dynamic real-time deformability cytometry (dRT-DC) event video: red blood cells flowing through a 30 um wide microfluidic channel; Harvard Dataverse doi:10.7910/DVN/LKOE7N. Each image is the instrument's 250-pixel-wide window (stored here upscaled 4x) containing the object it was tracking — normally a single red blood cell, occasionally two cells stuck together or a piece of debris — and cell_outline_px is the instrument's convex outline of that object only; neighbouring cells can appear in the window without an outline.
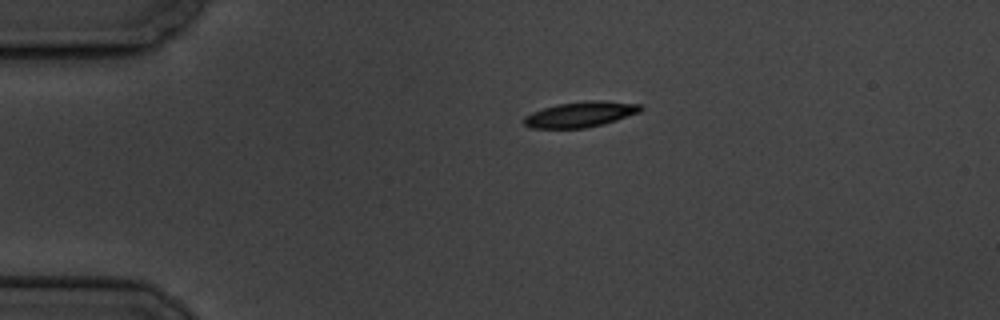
{"species": "common noctule bat (a hibernating species)", "species_latin": "Nyctalus noctula", "temperature_condition": "cold", "stored_images_in_passage": 5, "camera_frame_rate_fps": 3000, "um_per_image_px": 0.085, "animal": {"sex": "male", "body_mass_g": 19.5, "forearm_length_mm": 54.6}, "frame": {"image": 1, "passage_image": 5, "time_ms": 5.333, "image_size_px": [1000, 320], "cell_outline_px": [[644, 108], [640, 112], [604, 124], [584, 128], [532, 128], [524, 124], [524, 116], [532, 112], [556, 104], [588, 100], [600, 100], [640, 104]], "centroid_in_image_um": [49.35, 9.71], "position_along_channel_um": 35.6, "area_um2": 17.34}}